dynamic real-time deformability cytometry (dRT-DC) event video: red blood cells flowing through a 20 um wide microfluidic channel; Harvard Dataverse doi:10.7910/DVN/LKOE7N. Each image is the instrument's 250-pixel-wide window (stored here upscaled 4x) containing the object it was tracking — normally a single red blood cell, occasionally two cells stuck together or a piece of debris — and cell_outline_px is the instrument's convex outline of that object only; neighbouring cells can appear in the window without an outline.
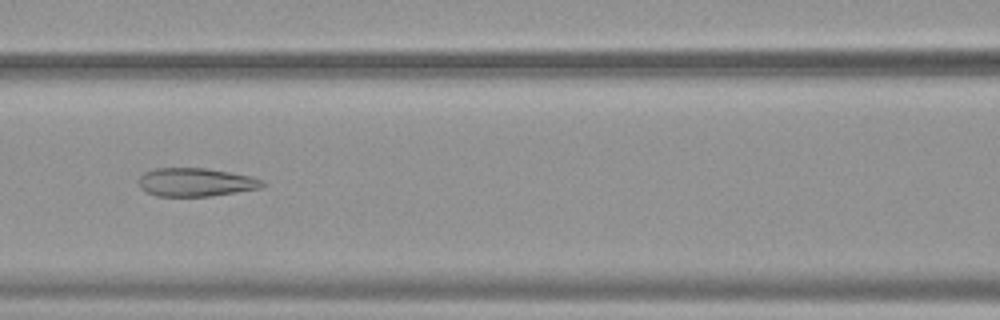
{"species": "common noctule bat (a hibernating species)", "species_latin": "Nyctalus noctula", "temperature_condition": "warm", "stored_images_in_passage": 52, "camera_frame_rate_fps": 3000, "um_per_image_px": 0.085, "animal": {"sex": "female", "body_mass_g": 19.9}, "frame": {"image": 1, "passage_image": 23, "time_ms": 7.333, "image_size_px": [1000, 320], "cell_outline_px": [[268, 184], [260, 188], [212, 196], [156, 196], [144, 192], [140, 188], [140, 176], [144, 172], [152, 168], [208, 168], [252, 176], [264, 180]], "centroid_in_image_um": [16.66, 15.48], "position_along_channel_um": 149.9, "area_um2": 20.75}}
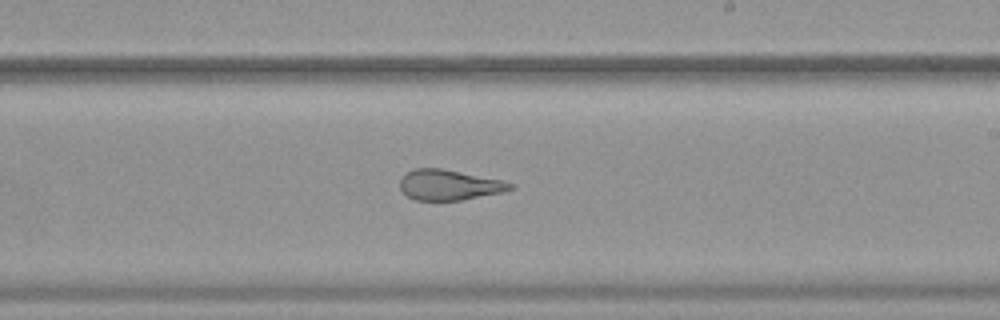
{"frame": {"image": 2, "passage_image": 31, "time_ms": 10.0, "image_size_px": [1000, 320], "cell_outline_px": [[516, 188], [504, 192], [460, 200], [416, 200], [408, 196], [400, 188], [400, 176], [404, 172], [412, 168], [440, 168], [500, 180], [516, 184]], "centroid_in_image_um": [38.16, 15.71], "position_along_channel_um": 250.8, "area_um2": 19.59}}
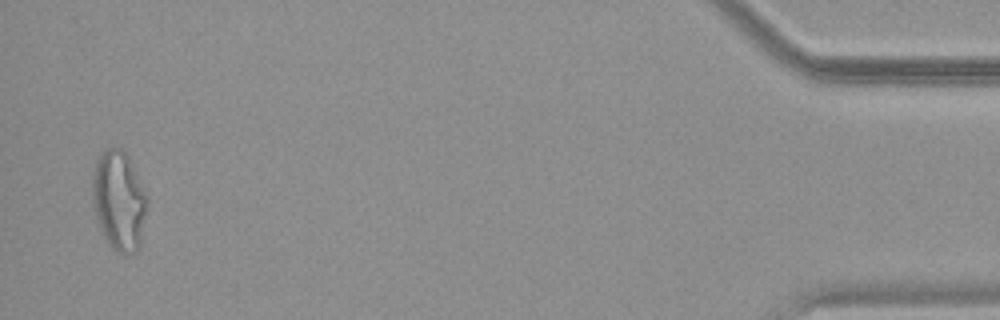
{"frame": {"image": 3, "passage_image": 51, "time_ms": 16.667, "image_size_px": [1000, 320], "cell_outline_px": [[148, 204], [140, 248], [136, 252], [124, 256], [116, 252], [108, 244], [96, 220], [92, 204], [92, 172], [100, 152], [104, 148], [120, 148], [128, 156], [148, 196]], "centroid_in_image_um": [10.11, 17.09], "position_along_channel_um": 425.1, "area_um2": 32.54}, "authors_computed_cell_mechanics": {"area_um2": 26.5591, "velocity_mm_per_s": 3.8015, "shape_relaxation_time_tau1_ms": null, "shape_relaxation_time_tau2_ms": 1.3181, "deformation_change_tau1": null, "deformation_change_tau2": 0.108}}